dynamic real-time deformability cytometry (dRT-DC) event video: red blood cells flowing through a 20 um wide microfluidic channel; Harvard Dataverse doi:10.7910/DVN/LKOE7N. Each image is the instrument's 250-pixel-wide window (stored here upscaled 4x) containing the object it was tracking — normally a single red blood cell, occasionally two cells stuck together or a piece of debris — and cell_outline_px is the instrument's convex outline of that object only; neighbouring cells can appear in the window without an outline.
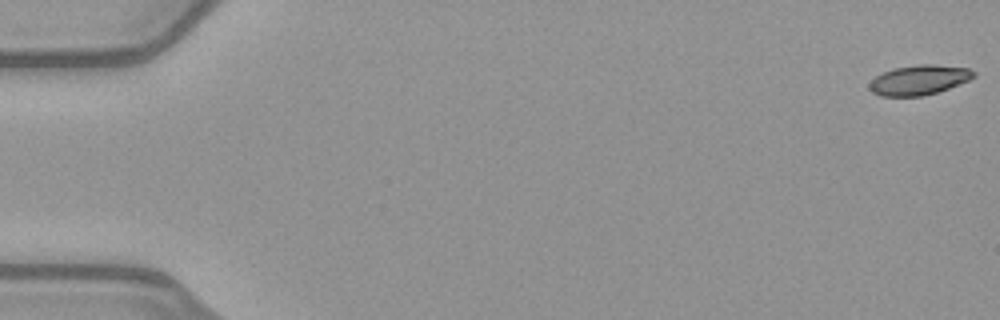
{"species": "common noctule bat (a hibernating species)", "species_latin": "Nyctalus noctula", "temperature_condition": "warm", "stored_images_in_passage": 52, "camera_frame_rate_fps": 3000, "um_per_image_px": 0.085, "animal": {"sex": "female", "body_mass_g": 21.9}, "frame": {"image": 1, "passage_image": 1, "time_ms": 0.0, "image_size_px": [1000, 320], "cell_outline_px": [[976, 76], [968, 80], [948, 88], [924, 96], [880, 96], [872, 92], [868, 88], [868, 84], [876, 76], [884, 72], [896, 68], [920, 64], [932, 64], [968, 68], [976, 72]], "centroid_in_image_um": [78.11, 6.8], "position_along_channel_um": 6.9, "area_um2": 17.98}}
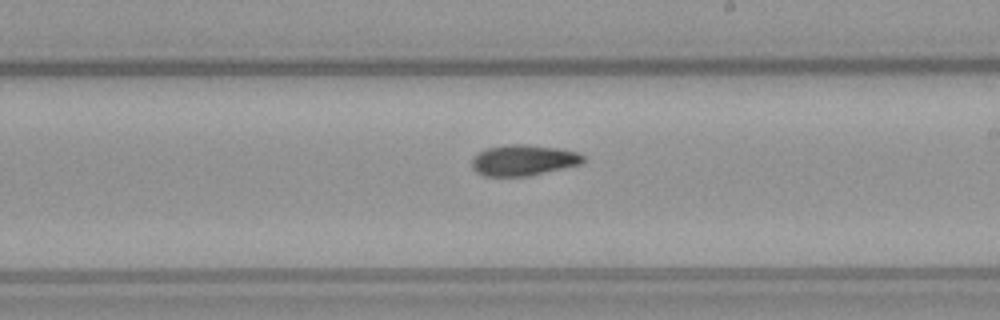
{"frame": {"image": 2, "passage_image": 31, "time_ms": 10.0, "image_size_px": [1000, 320], "cell_outline_px": [[584, 160], [580, 164], [528, 176], [484, 176], [476, 172], [472, 168], [472, 156], [484, 148], [508, 144], [524, 144], [560, 148], [576, 152], [584, 156]], "centroid_in_image_um": [44.43, 13.61], "position_along_channel_um": 244.6, "area_um2": 20.11}}
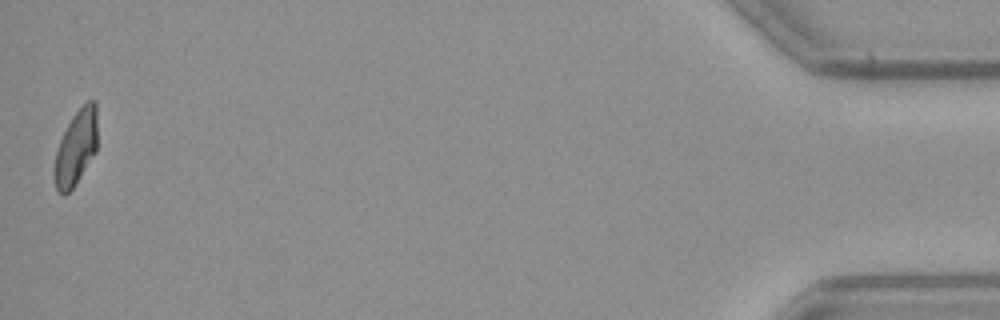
{"frame": {"image": 3, "passage_image": 52, "time_ms": 17.0, "image_size_px": [1000, 320], "cell_outline_px": [[96, 152], [72, 188], [64, 196], [56, 188], [52, 172], [56, 152], [60, 140], [72, 116], [88, 100], [96, 100]], "centroid_in_image_um": [6.44, 12.56], "position_along_channel_um": 428.8, "area_um2": 18.61}, "authors_computed_cell_mechanics": {"area_um2": 19.3919, "velocity_mm_per_s": 4.0074, "shape_relaxation_time_tau1_ms": null, "shape_relaxation_time_tau2_ms": 4.1858, "deformation_change_tau1": null, "deformation_change_tau2": 0.1104}}